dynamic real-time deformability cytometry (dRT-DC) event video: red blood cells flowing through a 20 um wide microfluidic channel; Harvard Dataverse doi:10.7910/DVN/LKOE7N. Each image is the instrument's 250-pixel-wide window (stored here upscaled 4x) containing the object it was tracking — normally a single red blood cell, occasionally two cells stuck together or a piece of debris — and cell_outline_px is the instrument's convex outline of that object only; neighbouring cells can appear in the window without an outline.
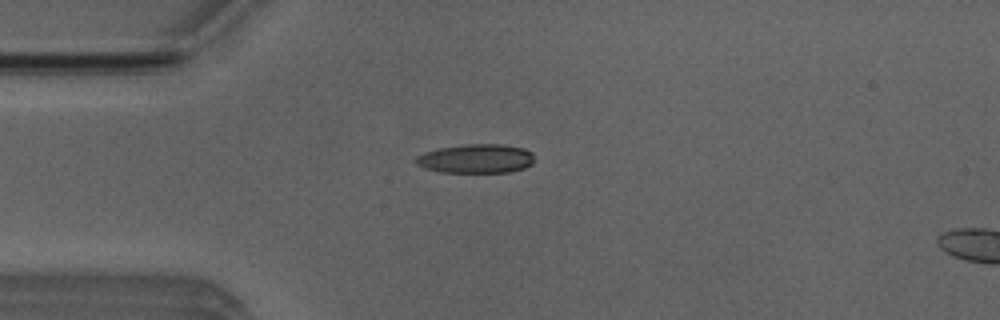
{"species": "Egyptian fruit bat (a non-hibernating species)", "species_latin": "Rousettus aegyptiacus", "temperature_condition": "room temperature", "stored_images_in_passage": 4, "camera_frame_rate_fps": 3000, "um_per_image_px": 0.085, "animal": {"sex": "male"}, "frame": {"image": 1, "passage_image": 3, "time_ms": 2.333, "image_size_px": [1000, 320], "cell_outline_px": [[532, 164], [524, 168], [508, 172], [440, 172], [424, 168], [416, 164], [412, 160], [416, 156], [424, 152], [436, 148], [468, 144], [500, 144], [524, 148], [532, 152]], "centroid_in_image_um": [40.4, 13.48], "position_along_channel_um": 44.6, "area_um2": 20.17}}